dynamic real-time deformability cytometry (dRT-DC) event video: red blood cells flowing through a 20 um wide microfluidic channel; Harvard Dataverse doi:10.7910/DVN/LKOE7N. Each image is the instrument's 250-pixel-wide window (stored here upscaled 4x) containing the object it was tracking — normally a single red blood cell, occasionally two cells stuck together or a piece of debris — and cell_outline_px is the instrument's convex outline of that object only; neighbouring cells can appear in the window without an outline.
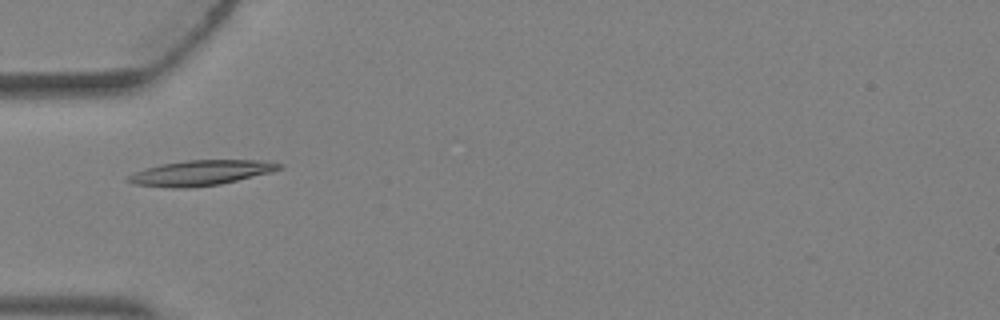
{"species": "Egyptian fruit bat (a non-hibernating species)", "species_latin": "Rousettus aegyptiacus", "temperature_condition": "warm", "stored_images_in_passage": 4, "camera_frame_rate_fps": 3000, "um_per_image_px": 0.085, "animal": {"sex": "female"}, "frame": {"image": 1, "passage_image": 4, "time_ms": 1.0, "image_size_px": [1000, 320], "cell_outline_px": [[284, 168], [272, 172], [220, 184], [188, 188], [172, 188], [132, 184], [124, 180], [124, 176], [132, 172], [144, 168], [160, 164], [188, 160], [260, 160], [284, 164]], "centroid_in_image_um": [17.0, 14.69], "position_along_channel_um": 68.0, "area_um2": 22.54}}